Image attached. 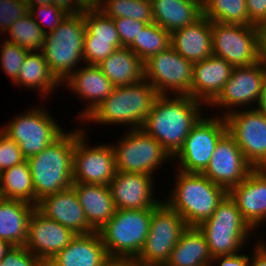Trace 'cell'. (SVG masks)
Wrapping results in <instances>:
<instances>
[{
  "instance_id": "6da1fadb",
  "label": "cell",
  "mask_w": 266,
  "mask_h": 266,
  "mask_svg": "<svg viewBox=\"0 0 266 266\" xmlns=\"http://www.w3.org/2000/svg\"><path fill=\"white\" fill-rule=\"evenodd\" d=\"M207 107L189 95H159L141 129L173 158ZM204 110V111H203Z\"/></svg>"
},
{
  "instance_id": "7a4b0ae2",
  "label": "cell",
  "mask_w": 266,
  "mask_h": 266,
  "mask_svg": "<svg viewBox=\"0 0 266 266\" xmlns=\"http://www.w3.org/2000/svg\"><path fill=\"white\" fill-rule=\"evenodd\" d=\"M158 96L145 79L133 85L114 87L110 95L79 124L82 123V129H88L86 125L89 123L124 125L127 127L125 130L141 129Z\"/></svg>"
},
{
  "instance_id": "3957f363",
  "label": "cell",
  "mask_w": 266,
  "mask_h": 266,
  "mask_svg": "<svg viewBox=\"0 0 266 266\" xmlns=\"http://www.w3.org/2000/svg\"><path fill=\"white\" fill-rule=\"evenodd\" d=\"M75 129L65 131L44 150L27 159L35 191V206L49 194L73 185Z\"/></svg>"
},
{
  "instance_id": "277c9868",
  "label": "cell",
  "mask_w": 266,
  "mask_h": 266,
  "mask_svg": "<svg viewBox=\"0 0 266 266\" xmlns=\"http://www.w3.org/2000/svg\"><path fill=\"white\" fill-rule=\"evenodd\" d=\"M175 171L174 188L163 201L183 218L187 226L197 227L211 217L228 192L202 173Z\"/></svg>"
},
{
  "instance_id": "5b68a950",
  "label": "cell",
  "mask_w": 266,
  "mask_h": 266,
  "mask_svg": "<svg viewBox=\"0 0 266 266\" xmlns=\"http://www.w3.org/2000/svg\"><path fill=\"white\" fill-rule=\"evenodd\" d=\"M85 32L83 10L68 14L54 31L48 32L45 36L41 52L51 73L60 83L85 64L83 63Z\"/></svg>"
},
{
  "instance_id": "8992f818",
  "label": "cell",
  "mask_w": 266,
  "mask_h": 266,
  "mask_svg": "<svg viewBox=\"0 0 266 266\" xmlns=\"http://www.w3.org/2000/svg\"><path fill=\"white\" fill-rule=\"evenodd\" d=\"M205 235L212 258L241 252L255 231L227 193L210 218L197 226ZM252 233V235H251Z\"/></svg>"
},
{
  "instance_id": "52a82bcc",
  "label": "cell",
  "mask_w": 266,
  "mask_h": 266,
  "mask_svg": "<svg viewBox=\"0 0 266 266\" xmlns=\"http://www.w3.org/2000/svg\"><path fill=\"white\" fill-rule=\"evenodd\" d=\"M154 209L116 210L98 233L109 256L137 257L150 229Z\"/></svg>"
},
{
  "instance_id": "ba28073f",
  "label": "cell",
  "mask_w": 266,
  "mask_h": 266,
  "mask_svg": "<svg viewBox=\"0 0 266 266\" xmlns=\"http://www.w3.org/2000/svg\"><path fill=\"white\" fill-rule=\"evenodd\" d=\"M124 131V136L111 143L117 171L154 176L165 163L172 164L170 154L142 129Z\"/></svg>"
},
{
  "instance_id": "9c48e42d",
  "label": "cell",
  "mask_w": 266,
  "mask_h": 266,
  "mask_svg": "<svg viewBox=\"0 0 266 266\" xmlns=\"http://www.w3.org/2000/svg\"><path fill=\"white\" fill-rule=\"evenodd\" d=\"M42 106L29 107L3 124L4 134L19 145L26 159L44 150L65 132L55 116Z\"/></svg>"
},
{
  "instance_id": "30bf717a",
  "label": "cell",
  "mask_w": 266,
  "mask_h": 266,
  "mask_svg": "<svg viewBox=\"0 0 266 266\" xmlns=\"http://www.w3.org/2000/svg\"><path fill=\"white\" fill-rule=\"evenodd\" d=\"M214 116V117H213ZM227 132L225 117L203 115L192 127L182 148L173 157L177 170L202 173L209 164L217 142Z\"/></svg>"
},
{
  "instance_id": "8fae6325",
  "label": "cell",
  "mask_w": 266,
  "mask_h": 266,
  "mask_svg": "<svg viewBox=\"0 0 266 266\" xmlns=\"http://www.w3.org/2000/svg\"><path fill=\"white\" fill-rule=\"evenodd\" d=\"M187 227L183 218L162 200L152 212L148 235L136 259L143 266H164Z\"/></svg>"
},
{
  "instance_id": "7c38bea8",
  "label": "cell",
  "mask_w": 266,
  "mask_h": 266,
  "mask_svg": "<svg viewBox=\"0 0 266 266\" xmlns=\"http://www.w3.org/2000/svg\"><path fill=\"white\" fill-rule=\"evenodd\" d=\"M265 78L266 64L262 60L250 66L234 67L221 93L207 109H223L218 116L225 117L234 110L258 108Z\"/></svg>"
},
{
  "instance_id": "4fadbf2b",
  "label": "cell",
  "mask_w": 266,
  "mask_h": 266,
  "mask_svg": "<svg viewBox=\"0 0 266 266\" xmlns=\"http://www.w3.org/2000/svg\"><path fill=\"white\" fill-rule=\"evenodd\" d=\"M75 127L73 183L109 186L117 172L111 143L90 146L87 130Z\"/></svg>"
},
{
  "instance_id": "5bb4252c",
  "label": "cell",
  "mask_w": 266,
  "mask_h": 266,
  "mask_svg": "<svg viewBox=\"0 0 266 266\" xmlns=\"http://www.w3.org/2000/svg\"><path fill=\"white\" fill-rule=\"evenodd\" d=\"M211 31L213 55L223 58L233 67L250 66L260 61L257 26L212 21Z\"/></svg>"
},
{
  "instance_id": "9a60e30c",
  "label": "cell",
  "mask_w": 266,
  "mask_h": 266,
  "mask_svg": "<svg viewBox=\"0 0 266 266\" xmlns=\"http://www.w3.org/2000/svg\"><path fill=\"white\" fill-rule=\"evenodd\" d=\"M193 64L170 46L144 62V79L159 95L190 96Z\"/></svg>"
},
{
  "instance_id": "2e32d148",
  "label": "cell",
  "mask_w": 266,
  "mask_h": 266,
  "mask_svg": "<svg viewBox=\"0 0 266 266\" xmlns=\"http://www.w3.org/2000/svg\"><path fill=\"white\" fill-rule=\"evenodd\" d=\"M227 132L254 168L266 164V115L258 108L234 110L225 116Z\"/></svg>"
},
{
  "instance_id": "e0dca14e",
  "label": "cell",
  "mask_w": 266,
  "mask_h": 266,
  "mask_svg": "<svg viewBox=\"0 0 266 266\" xmlns=\"http://www.w3.org/2000/svg\"><path fill=\"white\" fill-rule=\"evenodd\" d=\"M253 169L235 139L226 132L217 142L209 164L202 174L228 192L241 183Z\"/></svg>"
},
{
  "instance_id": "ac0fdd59",
  "label": "cell",
  "mask_w": 266,
  "mask_h": 266,
  "mask_svg": "<svg viewBox=\"0 0 266 266\" xmlns=\"http://www.w3.org/2000/svg\"><path fill=\"white\" fill-rule=\"evenodd\" d=\"M154 177L117 171L109 184L116 210L155 209L162 201L154 196Z\"/></svg>"
},
{
  "instance_id": "d6986e66",
  "label": "cell",
  "mask_w": 266,
  "mask_h": 266,
  "mask_svg": "<svg viewBox=\"0 0 266 266\" xmlns=\"http://www.w3.org/2000/svg\"><path fill=\"white\" fill-rule=\"evenodd\" d=\"M75 236L72 230L47 218L35 208L28 224L24 247L41 260L49 261L69 245Z\"/></svg>"
},
{
  "instance_id": "ffe728a7",
  "label": "cell",
  "mask_w": 266,
  "mask_h": 266,
  "mask_svg": "<svg viewBox=\"0 0 266 266\" xmlns=\"http://www.w3.org/2000/svg\"><path fill=\"white\" fill-rule=\"evenodd\" d=\"M244 220L256 232L266 224V172L253 169L239 184L228 191Z\"/></svg>"
},
{
  "instance_id": "44dd1931",
  "label": "cell",
  "mask_w": 266,
  "mask_h": 266,
  "mask_svg": "<svg viewBox=\"0 0 266 266\" xmlns=\"http://www.w3.org/2000/svg\"><path fill=\"white\" fill-rule=\"evenodd\" d=\"M61 85L86 101L85 108L76 117L79 122L106 99L115 87L97 65L88 64L74 71Z\"/></svg>"
},
{
  "instance_id": "7402d4cb",
  "label": "cell",
  "mask_w": 266,
  "mask_h": 266,
  "mask_svg": "<svg viewBox=\"0 0 266 266\" xmlns=\"http://www.w3.org/2000/svg\"><path fill=\"white\" fill-rule=\"evenodd\" d=\"M36 208L47 218L57 221L75 234L94 232L73 187L44 196Z\"/></svg>"
},
{
  "instance_id": "603a6c76",
  "label": "cell",
  "mask_w": 266,
  "mask_h": 266,
  "mask_svg": "<svg viewBox=\"0 0 266 266\" xmlns=\"http://www.w3.org/2000/svg\"><path fill=\"white\" fill-rule=\"evenodd\" d=\"M234 67L223 58L210 57L193 64L190 97L208 107L221 93Z\"/></svg>"
},
{
  "instance_id": "cb8c5ba5",
  "label": "cell",
  "mask_w": 266,
  "mask_h": 266,
  "mask_svg": "<svg viewBox=\"0 0 266 266\" xmlns=\"http://www.w3.org/2000/svg\"><path fill=\"white\" fill-rule=\"evenodd\" d=\"M212 21L202 15L194 23L171 33V47L193 63L213 54Z\"/></svg>"
},
{
  "instance_id": "d4e9b609",
  "label": "cell",
  "mask_w": 266,
  "mask_h": 266,
  "mask_svg": "<svg viewBox=\"0 0 266 266\" xmlns=\"http://www.w3.org/2000/svg\"><path fill=\"white\" fill-rule=\"evenodd\" d=\"M109 257L98 231L76 234L70 244L49 261L53 266H102Z\"/></svg>"
},
{
  "instance_id": "484cf974",
  "label": "cell",
  "mask_w": 266,
  "mask_h": 266,
  "mask_svg": "<svg viewBox=\"0 0 266 266\" xmlns=\"http://www.w3.org/2000/svg\"><path fill=\"white\" fill-rule=\"evenodd\" d=\"M72 187L83 207L88 224L94 231H98L116 212L109 186L73 183Z\"/></svg>"
},
{
  "instance_id": "4316f807",
  "label": "cell",
  "mask_w": 266,
  "mask_h": 266,
  "mask_svg": "<svg viewBox=\"0 0 266 266\" xmlns=\"http://www.w3.org/2000/svg\"><path fill=\"white\" fill-rule=\"evenodd\" d=\"M151 4L154 22L170 33L203 15V0H151Z\"/></svg>"
},
{
  "instance_id": "83f0119b",
  "label": "cell",
  "mask_w": 266,
  "mask_h": 266,
  "mask_svg": "<svg viewBox=\"0 0 266 266\" xmlns=\"http://www.w3.org/2000/svg\"><path fill=\"white\" fill-rule=\"evenodd\" d=\"M35 208L25 201L0 198V239L12 246H24Z\"/></svg>"
},
{
  "instance_id": "f1b7e54d",
  "label": "cell",
  "mask_w": 266,
  "mask_h": 266,
  "mask_svg": "<svg viewBox=\"0 0 266 266\" xmlns=\"http://www.w3.org/2000/svg\"><path fill=\"white\" fill-rule=\"evenodd\" d=\"M13 85L25 87L26 90H38L40 98H44V101L54 94L55 89L63 87L51 73L41 51H31L27 54Z\"/></svg>"
},
{
  "instance_id": "f546056e",
  "label": "cell",
  "mask_w": 266,
  "mask_h": 266,
  "mask_svg": "<svg viewBox=\"0 0 266 266\" xmlns=\"http://www.w3.org/2000/svg\"><path fill=\"white\" fill-rule=\"evenodd\" d=\"M97 66L115 87L144 79V62L128 47L116 49Z\"/></svg>"
},
{
  "instance_id": "4dcf8cb0",
  "label": "cell",
  "mask_w": 266,
  "mask_h": 266,
  "mask_svg": "<svg viewBox=\"0 0 266 266\" xmlns=\"http://www.w3.org/2000/svg\"><path fill=\"white\" fill-rule=\"evenodd\" d=\"M211 262L205 235L198 227L188 226L164 266H210Z\"/></svg>"
},
{
  "instance_id": "1f68e13d",
  "label": "cell",
  "mask_w": 266,
  "mask_h": 266,
  "mask_svg": "<svg viewBox=\"0 0 266 266\" xmlns=\"http://www.w3.org/2000/svg\"><path fill=\"white\" fill-rule=\"evenodd\" d=\"M0 198L21 200L35 206V191L26 161L0 173Z\"/></svg>"
},
{
  "instance_id": "d6a6232c",
  "label": "cell",
  "mask_w": 266,
  "mask_h": 266,
  "mask_svg": "<svg viewBox=\"0 0 266 266\" xmlns=\"http://www.w3.org/2000/svg\"><path fill=\"white\" fill-rule=\"evenodd\" d=\"M203 15L210 21L233 24L252 25L246 8V0H204Z\"/></svg>"
},
{
  "instance_id": "836d02e7",
  "label": "cell",
  "mask_w": 266,
  "mask_h": 266,
  "mask_svg": "<svg viewBox=\"0 0 266 266\" xmlns=\"http://www.w3.org/2000/svg\"><path fill=\"white\" fill-rule=\"evenodd\" d=\"M171 46V33L155 22L147 24L128 46L143 62Z\"/></svg>"
},
{
  "instance_id": "e575fe53",
  "label": "cell",
  "mask_w": 266,
  "mask_h": 266,
  "mask_svg": "<svg viewBox=\"0 0 266 266\" xmlns=\"http://www.w3.org/2000/svg\"><path fill=\"white\" fill-rule=\"evenodd\" d=\"M97 8L112 19L128 17L147 24L154 22L151 0H103Z\"/></svg>"
},
{
  "instance_id": "d590c367",
  "label": "cell",
  "mask_w": 266,
  "mask_h": 266,
  "mask_svg": "<svg viewBox=\"0 0 266 266\" xmlns=\"http://www.w3.org/2000/svg\"><path fill=\"white\" fill-rule=\"evenodd\" d=\"M6 41L31 51H41L46 33L36 24L30 13L12 23L4 34Z\"/></svg>"
},
{
  "instance_id": "8d00e7d4",
  "label": "cell",
  "mask_w": 266,
  "mask_h": 266,
  "mask_svg": "<svg viewBox=\"0 0 266 266\" xmlns=\"http://www.w3.org/2000/svg\"><path fill=\"white\" fill-rule=\"evenodd\" d=\"M86 32L84 40L111 41V44H121L119 34L112 18L107 17L97 7H87L84 10Z\"/></svg>"
},
{
  "instance_id": "74e56055",
  "label": "cell",
  "mask_w": 266,
  "mask_h": 266,
  "mask_svg": "<svg viewBox=\"0 0 266 266\" xmlns=\"http://www.w3.org/2000/svg\"><path fill=\"white\" fill-rule=\"evenodd\" d=\"M0 44V67L13 83L17 80L21 66L29 50L2 39Z\"/></svg>"
},
{
  "instance_id": "f35d334b",
  "label": "cell",
  "mask_w": 266,
  "mask_h": 266,
  "mask_svg": "<svg viewBox=\"0 0 266 266\" xmlns=\"http://www.w3.org/2000/svg\"><path fill=\"white\" fill-rule=\"evenodd\" d=\"M29 13L32 15L36 24L39 25L46 34L54 31L69 14L53 3L48 5H31L29 6Z\"/></svg>"
},
{
  "instance_id": "ab89813d",
  "label": "cell",
  "mask_w": 266,
  "mask_h": 266,
  "mask_svg": "<svg viewBox=\"0 0 266 266\" xmlns=\"http://www.w3.org/2000/svg\"><path fill=\"white\" fill-rule=\"evenodd\" d=\"M29 13L25 0H0V35H4L13 22Z\"/></svg>"
},
{
  "instance_id": "60d3db41",
  "label": "cell",
  "mask_w": 266,
  "mask_h": 266,
  "mask_svg": "<svg viewBox=\"0 0 266 266\" xmlns=\"http://www.w3.org/2000/svg\"><path fill=\"white\" fill-rule=\"evenodd\" d=\"M119 48H122L121 44H111V41L84 40V63L98 65Z\"/></svg>"
},
{
  "instance_id": "b9f144b4",
  "label": "cell",
  "mask_w": 266,
  "mask_h": 266,
  "mask_svg": "<svg viewBox=\"0 0 266 266\" xmlns=\"http://www.w3.org/2000/svg\"><path fill=\"white\" fill-rule=\"evenodd\" d=\"M26 160L19 145L3 134L0 138V173Z\"/></svg>"
},
{
  "instance_id": "7bdbcfd3",
  "label": "cell",
  "mask_w": 266,
  "mask_h": 266,
  "mask_svg": "<svg viewBox=\"0 0 266 266\" xmlns=\"http://www.w3.org/2000/svg\"><path fill=\"white\" fill-rule=\"evenodd\" d=\"M113 21L119 34L122 47H128L147 25V23L133 20L128 17L113 19Z\"/></svg>"
},
{
  "instance_id": "ee69618b",
  "label": "cell",
  "mask_w": 266,
  "mask_h": 266,
  "mask_svg": "<svg viewBox=\"0 0 266 266\" xmlns=\"http://www.w3.org/2000/svg\"><path fill=\"white\" fill-rule=\"evenodd\" d=\"M41 259L24 246H12L2 259L4 266H37Z\"/></svg>"
},
{
  "instance_id": "f6af8a7d",
  "label": "cell",
  "mask_w": 266,
  "mask_h": 266,
  "mask_svg": "<svg viewBox=\"0 0 266 266\" xmlns=\"http://www.w3.org/2000/svg\"><path fill=\"white\" fill-rule=\"evenodd\" d=\"M249 21L259 27L266 22V0H246Z\"/></svg>"
},
{
  "instance_id": "bcb514c9",
  "label": "cell",
  "mask_w": 266,
  "mask_h": 266,
  "mask_svg": "<svg viewBox=\"0 0 266 266\" xmlns=\"http://www.w3.org/2000/svg\"><path fill=\"white\" fill-rule=\"evenodd\" d=\"M250 253L239 252L233 255L212 258L210 266H250Z\"/></svg>"
},
{
  "instance_id": "7dc6e473",
  "label": "cell",
  "mask_w": 266,
  "mask_h": 266,
  "mask_svg": "<svg viewBox=\"0 0 266 266\" xmlns=\"http://www.w3.org/2000/svg\"><path fill=\"white\" fill-rule=\"evenodd\" d=\"M262 239V240H261ZM252 256L250 257V266H266V241L265 237L257 239Z\"/></svg>"
},
{
  "instance_id": "c3c4849f",
  "label": "cell",
  "mask_w": 266,
  "mask_h": 266,
  "mask_svg": "<svg viewBox=\"0 0 266 266\" xmlns=\"http://www.w3.org/2000/svg\"><path fill=\"white\" fill-rule=\"evenodd\" d=\"M52 3L69 14L79 13L87 8L80 0H52Z\"/></svg>"
},
{
  "instance_id": "681fc988",
  "label": "cell",
  "mask_w": 266,
  "mask_h": 266,
  "mask_svg": "<svg viewBox=\"0 0 266 266\" xmlns=\"http://www.w3.org/2000/svg\"><path fill=\"white\" fill-rule=\"evenodd\" d=\"M102 266H143L136 257L109 256Z\"/></svg>"
},
{
  "instance_id": "f907efd6",
  "label": "cell",
  "mask_w": 266,
  "mask_h": 266,
  "mask_svg": "<svg viewBox=\"0 0 266 266\" xmlns=\"http://www.w3.org/2000/svg\"><path fill=\"white\" fill-rule=\"evenodd\" d=\"M259 51L260 60L266 64V22L262 23L259 27Z\"/></svg>"
},
{
  "instance_id": "816d5d0a",
  "label": "cell",
  "mask_w": 266,
  "mask_h": 266,
  "mask_svg": "<svg viewBox=\"0 0 266 266\" xmlns=\"http://www.w3.org/2000/svg\"><path fill=\"white\" fill-rule=\"evenodd\" d=\"M11 247L12 245L9 242L0 239V260L3 259Z\"/></svg>"
},
{
  "instance_id": "f5cc1de1",
  "label": "cell",
  "mask_w": 266,
  "mask_h": 266,
  "mask_svg": "<svg viewBox=\"0 0 266 266\" xmlns=\"http://www.w3.org/2000/svg\"><path fill=\"white\" fill-rule=\"evenodd\" d=\"M259 108L264 112L266 115V78L263 84V90H262V98L260 101Z\"/></svg>"
},
{
  "instance_id": "db71d44e",
  "label": "cell",
  "mask_w": 266,
  "mask_h": 266,
  "mask_svg": "<svg viewBox=\"0 0 266 266\" xmlns=\"http://www.w3.org/2000/svg\"><path fill=\"white\" fill-rule=\"evenodd\" d=\"M28 6L31 5H48L52 4V0H25Z\"/></svg>"
},
{
  "instance_id": "11a10c76",
  "label": "cell",
  "mask_w": 266,
  "mask_h": 266,
  "mask_svg": "<svg viewBox=\"0 0 266 266\" xmlns=\"http://www.w3.org/2000/svg\"><path fill=\"white\" fill-rule=\"evenodd\" d=\"M86 7H97L103 0H80Z\"/></svg>"
},
{
  "instance_id": "9f6ffc18",
  "label": "cell",
  "mask_w": 266,
  "mask_h": 266,
  "mask_svg": "<svg viewBox=\"0 0 266 266\" xmlns=\"http://www.w3.org/2000/svg\"><path fill=\"white\" fill-rule=\"evenodd\" d=\"M37 266H53V264L50 261L41 260Z\"/></svg>"
},
{
  "instance_id": "6f0895ef",
  "label": "cell",
  "mask_w": 266,
  "mask_h": 266,
  "mask_svg": "<svg viewBox=\"0 0 266 266\" xmlns=\"http://www.w3.org/2000/svg\"><path fill=\"white\" fill-rule=\"evenodd\" d=\"M0 127H1L0 128V138H1V136L4 134V127H3V125H0Z\"/></svg>"
},
{
  "instance_id": "680465c9",
  "label": "cell",
  "mask_w": 266,
  "mask_h": 266,
  "mask_svg": "<svg viewBox=\"0 0 266 266\" xmlns=\"http://www.w3.org/2000/svg\"><path fill=\"white\" fill-rule=\"evenodd\" d=\"M262 169L266 172V164H265V166Z\"/></svg>"
}]
</instances>
